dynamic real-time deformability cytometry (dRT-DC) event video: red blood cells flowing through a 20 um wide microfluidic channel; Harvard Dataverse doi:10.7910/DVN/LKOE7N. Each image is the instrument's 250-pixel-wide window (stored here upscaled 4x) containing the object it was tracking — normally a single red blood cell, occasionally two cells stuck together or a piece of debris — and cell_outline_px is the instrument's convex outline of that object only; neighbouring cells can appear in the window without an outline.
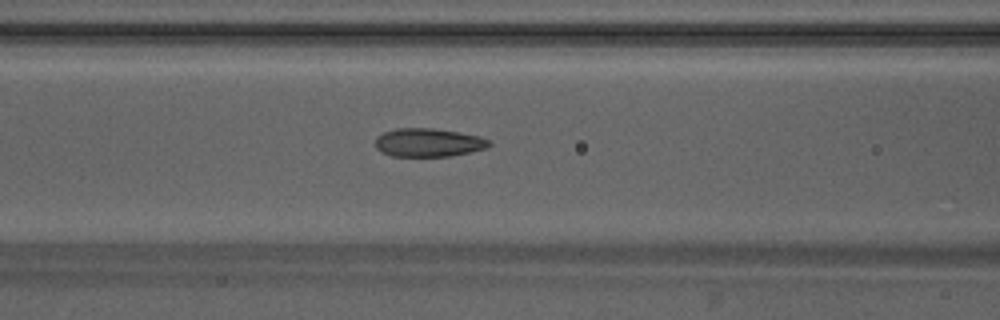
{"species": "Egyptian fruit bat (a non-hibernating species)", "species_latin": "Rousettus aegyptiacus", "temperature_condition": "warm", "stored_images_in_passage": 47, "camera_frame_rate_fps": 3000, "um_per_image_px": 0.085, "animal": {"sex": "male"}, "frame": {"image": 1, "passage_image": 21, "time_ms": 6.667, "image_size_px": [1000, 320], "cell_outline_px": [[492, 144], [488, 148], [472, 152], [452, 156], [392, 156], [380, 152], [376, 148], [376, 136], [384, 132], [396, 128], [432, 128], [480, 136], [488, 140]], "centroid_in_image_um": [36.42, 12.12], "position_along_channel_um": 130.2, "area_um2": 18.96}}
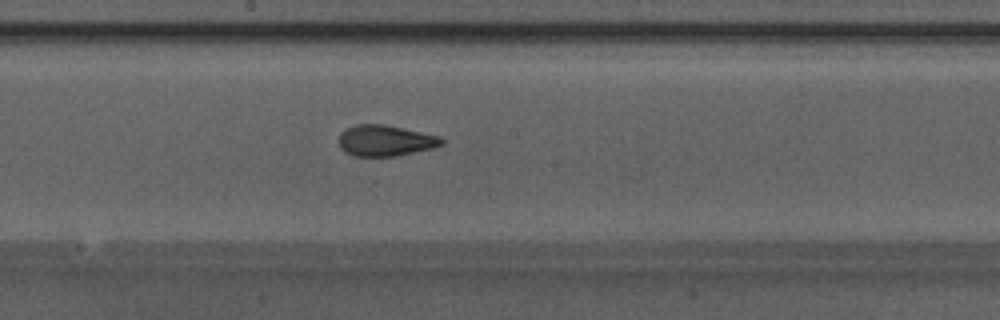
{"frame": {"image": 2, "passage_image": 27, "time_ms": 8.667, "image_size_px": [1000, 320], "cell_outline_px": [[444, 144], [432, 148], [396, 156], [352, 156], [344, 152], [340, 148], [340, 132], [356, 124], [384, 124], [440, 136], [444, 140]], "centroid_in_image_um": [32.75, 11.95], "position_along_channel_um": 215.5, "area_um2": 18.55}}
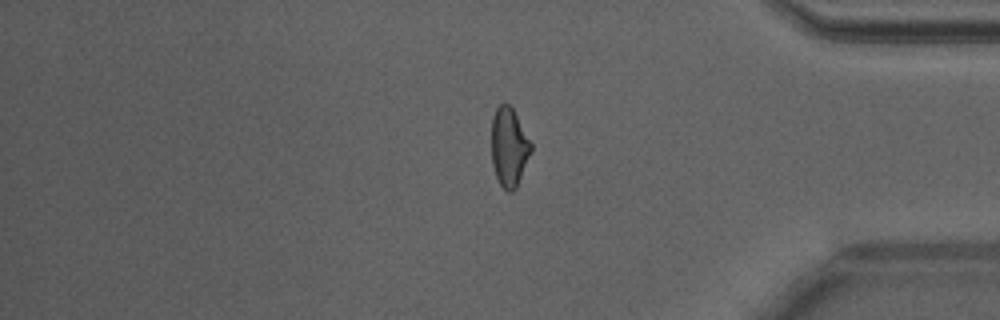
{"frame": {"image": 3, "passage_image": 41, "time_ms": 13.333, "image_size_px": [1000, 320], "cell_outline_px": [[532, 152], [516, 188], [512, 192], [508, 192], [500, 184], [496, 176], [492, 164], [492, 116], [496, 108], [500, 104], [508, 104], [512, 108], [532, 144]], "centroid_in_image_um": [43.27, 12.52], "position_along_channel_um": 391.9, "area_um2": 18.09}, "authors_computed_cell_mechanics": {"area_um2": 18.8428, "velocity_mm_per_s": 4.2638, "shape_relaxation_time_tau1_ms": 6.4502, "shape_relaxation_time_tau2_ms": 1.1357, "deformation_change_tau1": 0.1956, "deformation_change_tau2": 0.0711}}